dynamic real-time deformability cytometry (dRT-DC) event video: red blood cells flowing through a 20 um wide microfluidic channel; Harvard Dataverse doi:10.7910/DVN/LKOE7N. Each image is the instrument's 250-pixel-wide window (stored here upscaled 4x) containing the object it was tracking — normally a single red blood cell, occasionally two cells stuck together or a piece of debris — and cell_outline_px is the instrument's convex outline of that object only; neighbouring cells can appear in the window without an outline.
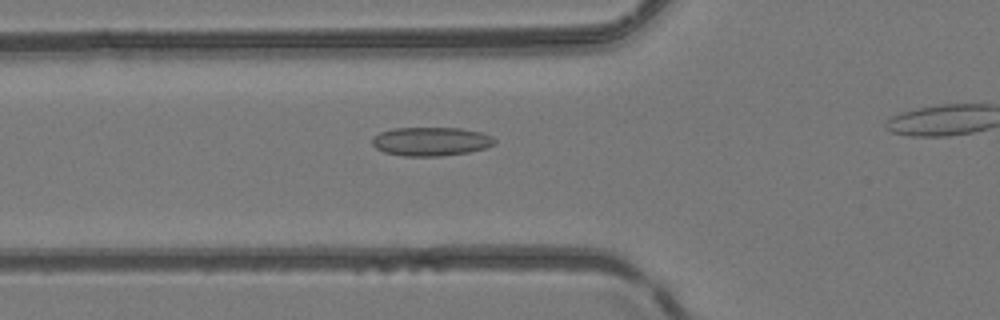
{"species": "common noctule bat (a hibernating species)", "species_latin": "Nyctalus noctula", "temperature_condition": "room temperature", "stored_images_in_passage": 33, "camera_frame_rate_fps": 3000, "um_per_image_px": 0.085, "animal": {"sex": "female", "body_mass_g": 24.6, "forearm_length_mm": 56.2}, "frame": {"image": 1, "passage_image": 10, "time_ms": 3.0, "image_size_px": [1000, 320], "cell_outline_px": [[496, 144], [484, 148], [468, 152], [440, 156], [404, 156], [384, 152], [376, 148], [372, 144], [372, 136], [380, 132], [392, 128], [460, 128], [480, 132], [492, 136], [496, 140]], "centroid_in_image_um": [36.61, 12.02], "position_along_channel_um": 89.2, "area_um2": 20.58}}
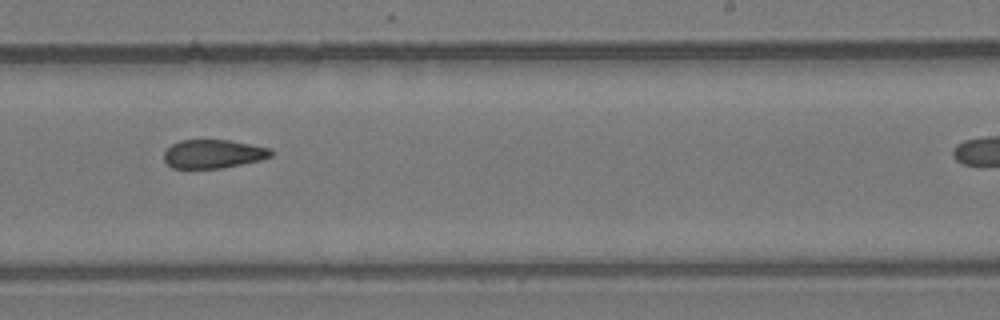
{"frame": {"image": 2, "passage_image": 23, "time_ms": 7.333, "image_size_px": [1000, 320], "cell_outline_px": [[276, 152], [272, 156], [260, 160], [220, 168], [172, 168], [164, 160], [164, 152], [172, 144], [180, 140], [228, 140], [272, 148]], "centroid_in_image_um": [18.16, 13.07], "position_along_channel_um": 270.8, "area_um2": 17.86}}
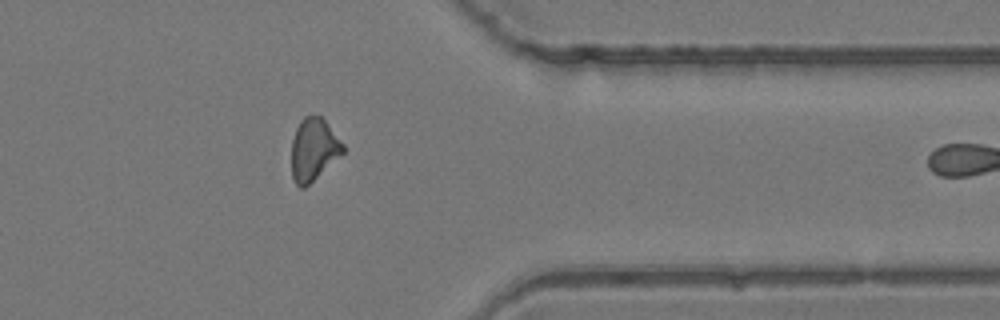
{"frame": {"image": 3, "passage_image": 32, "time_ms": 10.333, "image_size_px": [1000, 320], "cell_outline_px": [[344, 152], [304, 188], [300, 188], [296, 184], [292, 176], [292, 140], [296, 128], [300, 120], [304, 116], [320, 116], [328, 124], [344, 144]], "centroid_in_image_um": [26.65, 12.69], "position_along_channel_um": 384.8, "area_um2": 18.44}}